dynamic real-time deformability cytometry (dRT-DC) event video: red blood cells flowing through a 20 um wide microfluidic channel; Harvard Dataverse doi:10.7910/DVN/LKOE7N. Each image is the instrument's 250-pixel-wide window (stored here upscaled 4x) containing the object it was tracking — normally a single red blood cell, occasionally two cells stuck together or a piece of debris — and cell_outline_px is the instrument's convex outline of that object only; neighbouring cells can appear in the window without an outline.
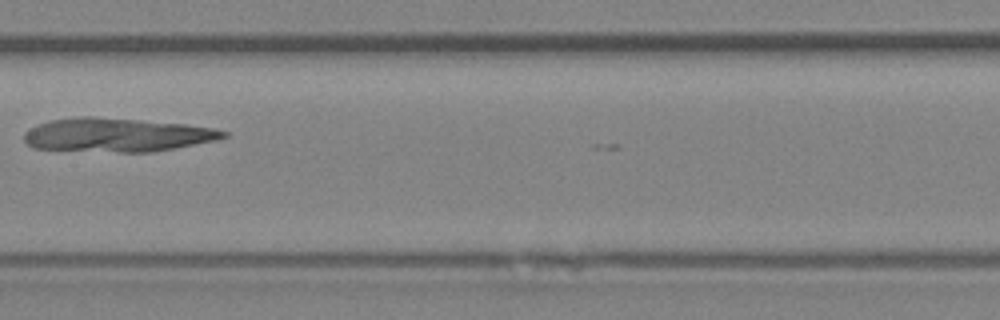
{"species": "Egyptian fruit bat (a non-hibernating species)", "species_latin": "Rousettus aegyptiacus", "temperature_condition": "room temperature", "stored_images_in_passage": 6, "camera_frame_rate_fps": 3000, "um_per_image_px": 0.085, "animal": {"sex": "female"}, "frame": {"image": 1, "passage_image": 5, "time_ms": 5.667, "image_size_px": [1000, 320], "cell_outline_px": [[228, 136], [216, 140], [152, 152], [120, 152], [32, 148], [24, 140], [24, 132], [36, 124], [48, 120], [80, 116], [92, 116], [140, 120], [184, 124], [216, 128], [228, 132]], "centroid_in_image_um": [9.92, 11.46], "position_along_channel_um": 197.5, "area_um2": 39.19}}